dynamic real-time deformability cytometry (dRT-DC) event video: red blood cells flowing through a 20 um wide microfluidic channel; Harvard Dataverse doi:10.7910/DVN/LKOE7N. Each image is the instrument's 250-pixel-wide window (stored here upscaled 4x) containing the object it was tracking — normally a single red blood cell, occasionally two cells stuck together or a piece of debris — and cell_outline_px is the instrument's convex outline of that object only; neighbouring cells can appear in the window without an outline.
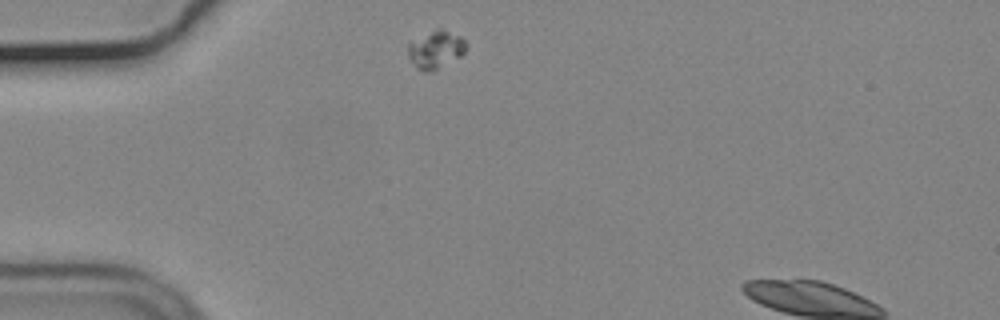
{"species": "common noctule bat (a hibernating species)", "species_latin": "Nyctalus noctula", "temperature_condition": "cold", "stored_images_in_passage": 4, "camera_frame_rate_fps": 3000, "um_per_image_px": 0.085, "animal": {"sex": "male", "body_mass_g": 19.2, "forearm_length_mm": 51.8}, "frame": {"image": 1, "passage_image": 1, "time_ms": 0.0, "image_size_px": [1000, 320], "cell_outline_px": [[468, 44], [464, 52], [460, 56], [432, 72], [424, 72], [416, 68], [408, 56], [408, 40], [436, 28], [440, 28], [460, 36]], "centroid_in_image_um": [36.99, 4.19], "position_along_channel_um": 48.0, "area_um2": 13.06}}